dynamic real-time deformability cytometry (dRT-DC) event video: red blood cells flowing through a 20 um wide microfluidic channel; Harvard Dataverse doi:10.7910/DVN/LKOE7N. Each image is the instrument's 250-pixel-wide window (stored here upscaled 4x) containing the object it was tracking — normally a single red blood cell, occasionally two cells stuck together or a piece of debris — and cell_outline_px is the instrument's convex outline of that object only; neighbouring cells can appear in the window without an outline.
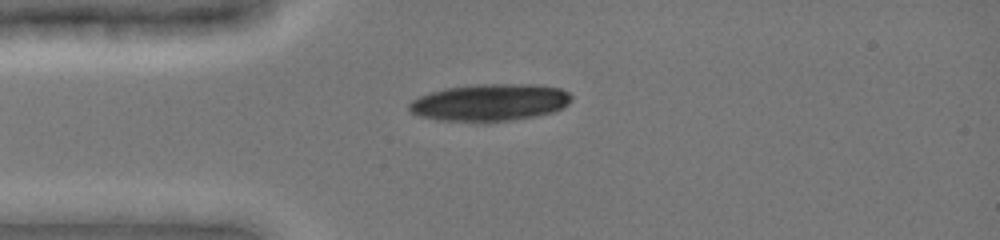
{"species": "common noctule bat (a hibernating species)", "species_latin": "Nyctalus noctula", "temperature_condition": "cold", "stored_images_in_passage": 2, "camera_frame_rate_fps": 3000, "um_per_image_px": 0.085, "animal": {"sex": "female", "body_mass_g": 19.0, "forearm_length_mm": 51.5}, "frame": {"image": 1, "passage_image": 1, "time_ms": 0.0, "image_size_px": [1000, 240], "cell_outline_px": [[572, 100], [564, 108], [552, 112], [536, 116], [484, 124], [436, 120], [420, 116], [412, 112], [408, 108], [408, 104], [412, 100], [420, 96], [444, 88], [476, 84], [536, 84], [560, 88], [568, 92], [572, 96]], "centroid_in_image_um": [41.64, 8.73], "position_along_channel_um": 43.4, "area_um2": 35.84}}